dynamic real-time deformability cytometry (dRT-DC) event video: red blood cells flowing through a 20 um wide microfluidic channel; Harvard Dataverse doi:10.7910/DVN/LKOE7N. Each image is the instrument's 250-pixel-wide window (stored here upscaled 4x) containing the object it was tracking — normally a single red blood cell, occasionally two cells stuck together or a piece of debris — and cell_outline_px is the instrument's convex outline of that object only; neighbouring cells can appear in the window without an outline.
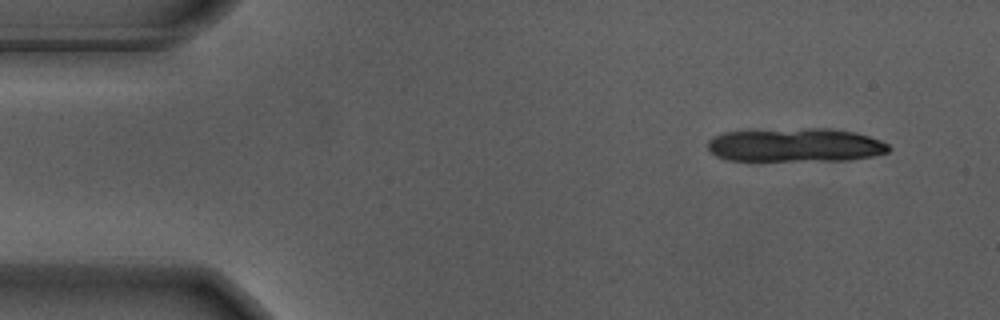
{"species": "Egyptian fruit bat (a non-hibernating species)", "species_latin": "Rousettus aegyptiacus", "temperature_condition": "warm", "stored_images_in_passage": 10, "camera_frame_rate_fps": 3000, "um_per_image_px": 0.085, "animal": {"sex": "male"}, "frame": {"image": 1, "passage_image": 1, "time_ms": 0.0, "image_size_px": [1000, 320], "cell_outline_px": [[892, 148], [888, 152], [872, 156], [848, 160], [728, 160], [716, 156], [708, 148], [708, 140], [712, 136], [724, 132], [756, 128], [832, 128], [856, 132], [880, 140], [888, 144]], "centroid_in_image_um": [67.58, 12.3], "position_along_channel_um": 17.4, "area_um2": 36.24}}